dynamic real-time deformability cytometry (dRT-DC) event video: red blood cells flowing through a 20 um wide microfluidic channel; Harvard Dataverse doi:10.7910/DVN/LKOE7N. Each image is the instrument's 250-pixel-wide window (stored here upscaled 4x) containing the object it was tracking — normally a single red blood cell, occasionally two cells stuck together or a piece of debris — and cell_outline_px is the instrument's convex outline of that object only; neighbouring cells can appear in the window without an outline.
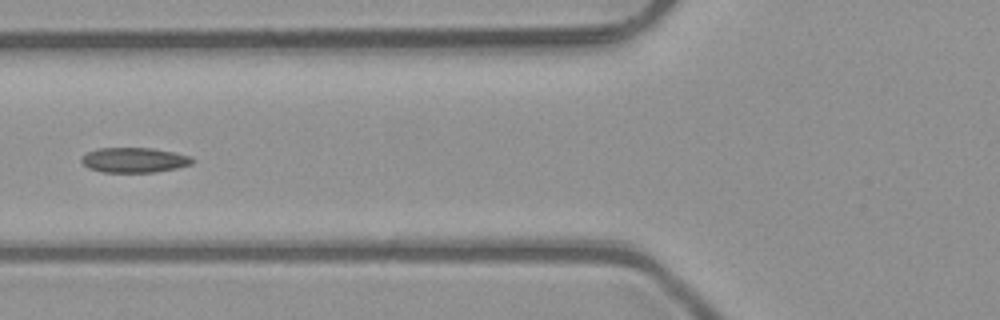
{"species": "common noctule bat (a hibernating species)", "species_latin": "Nyctalus noctula", "temperature_condition": "room temperature", "stored_images_in_passage": 5, "camera_frame_rate_fps": 3000, "um_per_image_px": 0.085, "animal": {"sex": "male", "body_mass_g": 23.1, "forearm_length_mm": 52.7}, "frame": {"image": 1, "passage_image": 5, "time_ms": 1.333, "image_size_px": [1000, 320], "cell_outline_px": [[196, 160], [192, 164], [176, 168], [156, 172], [104, 172], [88, 168], [80, 160], [88, 152], [96, 148], [152, 148], [176, 152], [192, 156]], "centroid_in_image_um": [11.47, 13.6], "position_along_channel_um": 114.3, "area_um2": 16.24}}